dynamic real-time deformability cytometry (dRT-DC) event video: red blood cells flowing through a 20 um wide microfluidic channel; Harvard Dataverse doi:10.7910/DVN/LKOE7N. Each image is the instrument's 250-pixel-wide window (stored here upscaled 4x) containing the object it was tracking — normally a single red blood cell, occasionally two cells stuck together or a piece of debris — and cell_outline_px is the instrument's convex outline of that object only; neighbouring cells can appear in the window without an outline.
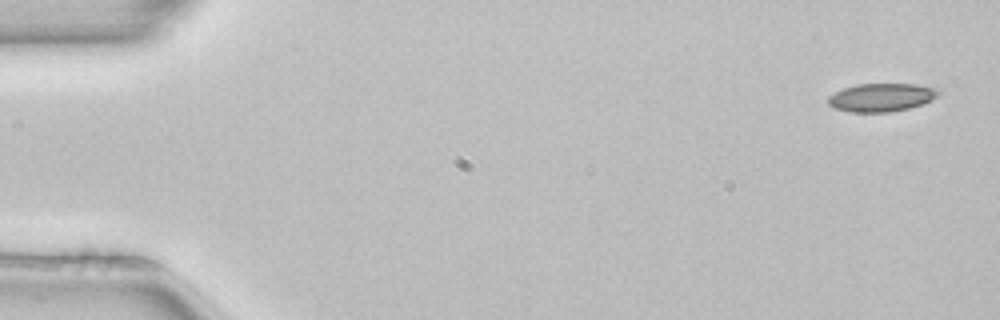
{"species": "common noctule bat (a hibernating species)", "species_latin": "Nyctalus noctula", "temperature_condition": "room temperature", "stored_images_in_passage": 11, "camera_frame_rate_fps": 3000, "um_per_image_px": 0.085, "animal": {"sex": "female", "body_mass_g": 22.7, "forearm_length_mm": 54.2}, "frame": {"image": 1, "passage_image": 1, "time_ms": 0.0, "image_size_px": [1000, 320], "cell_outline_px": [[940, 92], [932, 100], [908, 108], [888, 112], [852, 112], [832, 108], [828, 104], [828, 96], [844, 88], [856, 84], [916, 84], [940, 88]], "centroid_in_image_um": [74.91, 8.27], "position_along_channel_um": 10.1, "area_um2": 18.15}}